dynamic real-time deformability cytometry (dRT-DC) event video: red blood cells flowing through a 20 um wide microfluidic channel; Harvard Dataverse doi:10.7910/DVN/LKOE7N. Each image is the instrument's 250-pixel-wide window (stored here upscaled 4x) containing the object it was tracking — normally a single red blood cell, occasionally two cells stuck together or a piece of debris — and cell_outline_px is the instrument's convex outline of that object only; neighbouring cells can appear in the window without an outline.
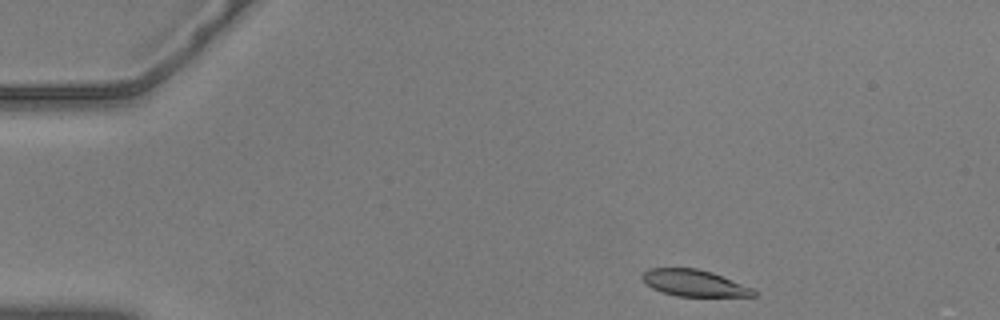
{"species": "common noctule bat (a hibernating species)", "species_latin": "Nyctalus noctula", "temperature_condition": "warm", "stored_images_in_passage": 49, "camera_frame_rate_fps": 3000, "um_per_image_px": 0.085, "animal": {"sex": "male", "body_mass_g": 20.5, "forearm_length_mm": 52.5}, "frame": {"image": 1, "passage_image": 1, "time_ms": 0.0, "image_size_px": [1000, 320], "cell_outline_px": [[756, 296], [676, 296], [660, 292], [652, 288], [640, 276], [648, 268], [696, 268], [712, 272], [752, 288], [756, 292]], "centroid_in_image_um": [58.97, 24.06], "position_along_channel_um": 26.0, "area_um2": 17.11}}
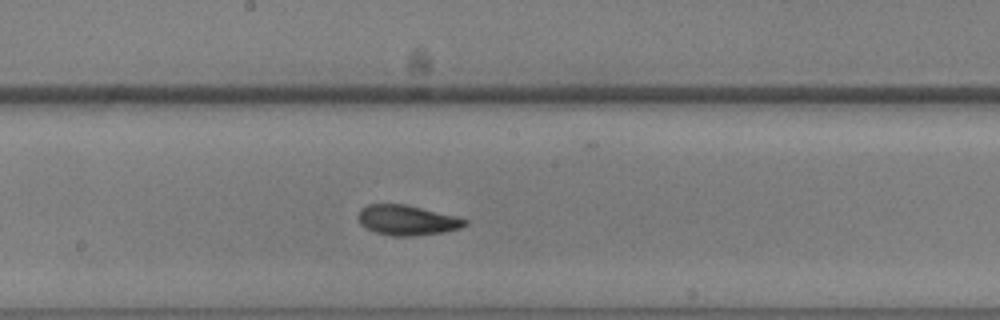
{"frame": {"image": 2, "passage_image": 23, "time_ms": 7.333, "image_size_px": [1000, 320], "cell_outline_px": [[468, 224], [460, 228], [444, 232], [416, 236], [388, 236], [376, 232], [360, 224], [356, 216], [360, 208], [368, 204], [404, 204], [456, 216], [468, 220]], "centroid_in_image_um": [34.58, 18.72], "position_along_channel_um": 213.6, "area_um2": 18.84}}
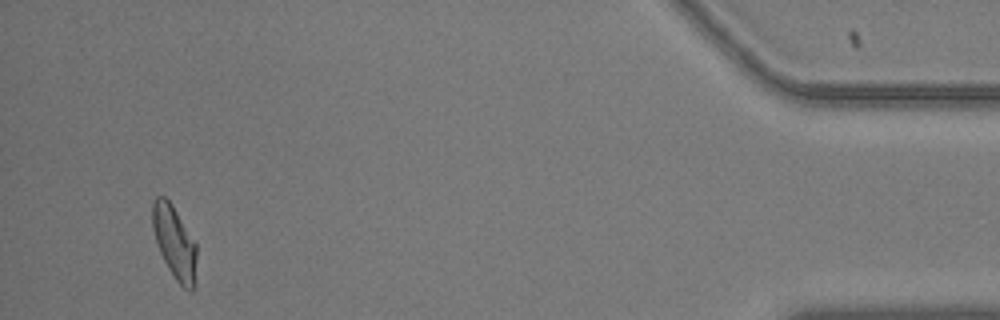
{"frame": {"image": 3, "passage_image": 46, "time_ms": 15.0, "image_size_px": [1000, 320], "cell_outline_px": [[196, 260], [192, 292], [184, 288], [176, 280], [168, 268], [160, 252], [152, 228], [152, 200], [156, 196], [164, 196], [172, 204], [196, 244]], "centroid_in_image_um": [14.8, 20.56], "position_along_channel_um": 420.4, "area_um2": 18.44}}